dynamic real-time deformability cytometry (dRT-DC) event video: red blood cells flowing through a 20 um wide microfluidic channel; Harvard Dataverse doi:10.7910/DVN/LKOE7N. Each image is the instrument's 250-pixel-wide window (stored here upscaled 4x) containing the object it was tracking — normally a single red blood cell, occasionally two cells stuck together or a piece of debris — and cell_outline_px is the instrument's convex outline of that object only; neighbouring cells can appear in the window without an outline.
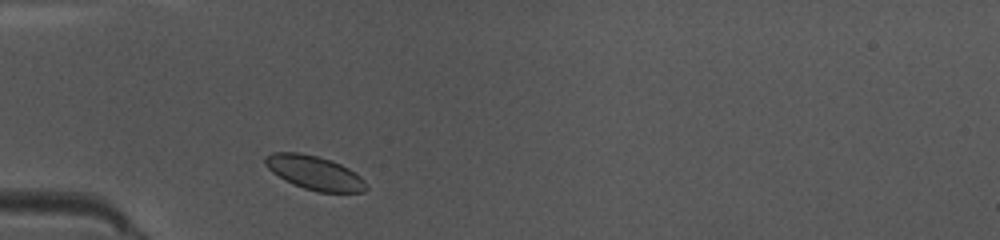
{"species": "common noctule bat (a hibernating species)", "species_latin": "Nyctalus noctula", "temperature_condition": "warm", "stored_images_in_passage": 31, "camera_frame_rate_fps": 3000, "um_per_image_px": 0.085, "animal": {"sex": "female", "body_mass_g": 10.0, "forearm_length_mm": 53.1}, "frame": {"image": 1, "passage_image": 1, "time_ms": 0.0, "image_size_px": [1000, 240], "cell_outline_px": [[368, 188], [364, 192], [316, 192], [292, 184], [284, 180], [272, 172], [264, 164], [264, 156], [272, 152], [300, 152], [332, 160], [348, 168], [360, 176], [364, 180]], "centroid_in_image_um": [26.71, 14.68], "position_along_channel_um": 58.3, "area_um2": 20.11}}
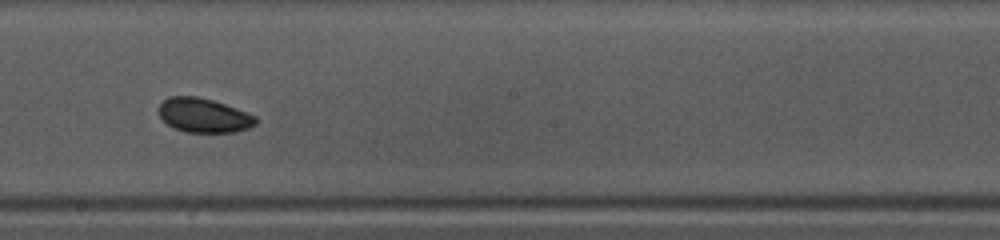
{"frame": {"image": 2, "passage_image": 14, "time_ms": 4.333, "image_size_px": [1000, 240], "cell_outline_px": [[256, 124], [248, 128], [236, 132], [188, 132], [176, 128], [168, 124], [160, 116], [156, 108], [168, 96], [196, 96], [212, 100], [236, 108], [256, 116]], "centroid_in_image_um": [17.3, 9.8], "position_along_channel_um": 230.9, "area_um2": 19.25}}
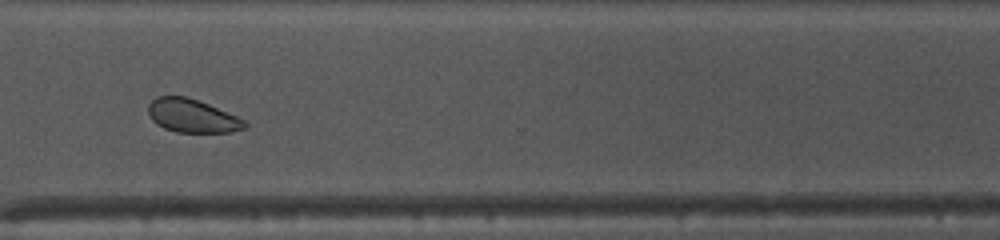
{"frame": {"image": 3, "passage_image": 23, "time_ms": 7.333, "image_size_px": [1000, 240], "cell_outline_px": [[248, 128], [228, 132], [176, 132], [164, 128], [156, 124], [152, 120], [148, 112], [148, 104], [156, 96], [188, 96], [208, 104], [236, 116], [244, 120], [248, 124]], "centroid_in_image_um": [16.32, 9.84], "position_along_channel_um": 354.3, "area_um2": 18.79}, "authors_computed_cell_mechanics": {"area_um2": 19.8254, "velocity_mm_per_s": 4.1142, "shape_relaxation_time_tau1_ms": 2.1827, "shape_relaxation_time_tau2_ms": null, "deformation_change_tau1": 0.0687, "deformation_change_tau2": null}}